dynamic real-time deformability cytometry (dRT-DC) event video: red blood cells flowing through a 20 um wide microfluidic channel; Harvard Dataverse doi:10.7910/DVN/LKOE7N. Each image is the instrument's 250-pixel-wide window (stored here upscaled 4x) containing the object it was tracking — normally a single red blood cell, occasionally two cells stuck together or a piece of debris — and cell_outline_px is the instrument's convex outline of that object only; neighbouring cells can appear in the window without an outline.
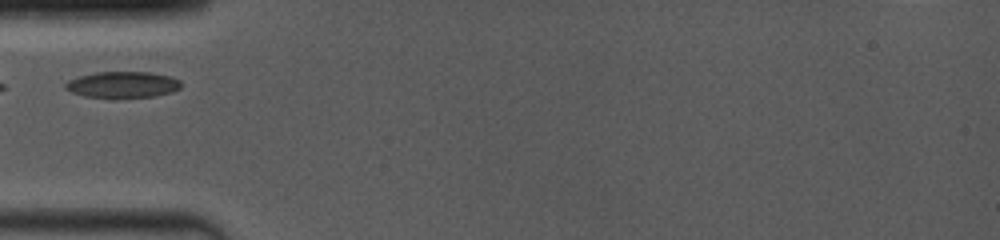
{"species": "common noctule bat (a hibernating species)", "species_latin": "Nyctalus noctula", "temperature_condition": "room temperature", "stored_images_in_passage": 37, "camera_frame_rate_fps": 4000, "um_per_image_px": 0.085, "animal": {"sex": "female", "body_mass_g": 19.0, "forearm_length_mm": 53.3}, "frame": {"image": 1, "passage_image": 1, "time_ms": 0.0, "image_size_px": [1000, 240], "cell_outline_px": [[180, 88], [172, 92], [156, 96], [84, 96], [72, 92], [64, 88], [64, 84], [68, 80], [80, 76], [96, 72], [148, 72], [168, 76], [180, 80]], "centroid_in_image_um": [10.41, 7.17], "position_along_channel_um": 74.6, "area_um2": 17.17}}
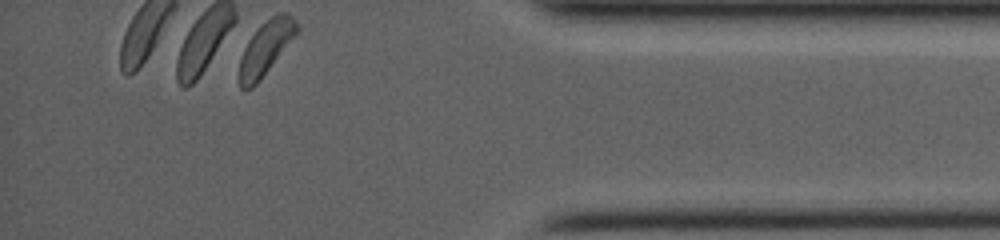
{"frame": {"image": 2, "passage_image": 37, "time_ms": 9.0, "image_size_px": [1000, 240], "cell_outline_px": [[300, 28], [260, 80], [252, 88], [244, 92], [240, 88], [236, 80], [240, 60], [244, 48], [248, 40], [260, 24], [276, 12], [288, 12], [296, 20]], "centroid_in_image_um": [22.54, 4.09], "position_along_channel_um": 412.7, "area_um2": 18.32}}